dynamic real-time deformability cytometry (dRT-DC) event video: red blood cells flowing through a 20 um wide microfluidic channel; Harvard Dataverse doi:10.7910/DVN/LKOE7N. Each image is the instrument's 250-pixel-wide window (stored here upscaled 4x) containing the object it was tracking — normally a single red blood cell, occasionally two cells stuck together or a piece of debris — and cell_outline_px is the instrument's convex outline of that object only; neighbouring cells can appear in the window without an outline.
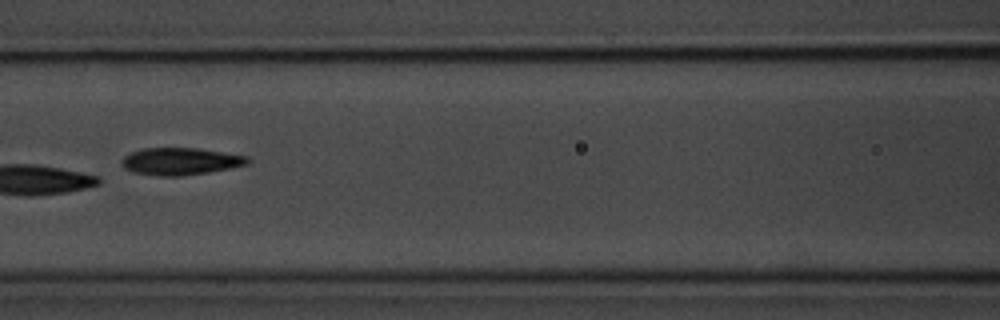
{"species": "common noctule bat (a hibernating species)", "species_latin": "Nyctalus noctula", "temperature_condition": "room temperature", "stored_images_in_passage": 8, "camera_frame_rate_fps": 3000, "um_per_image_px": 0.085, "animal": {"sex": "male", "body_mass_g": 20.1, "forearm_length_mm": 53.5}, "frame": {"image": 1, "passage_image": 6, "time_ms": 6.0, "image_size_px": [1000, 320], "cell_outline_px": [[252, 160], [248, 164], [208, 172], [180, 176], [160, 176], [132, 172], [124, 168], [120, 160], [124, 156], [140, 148], [196, 148], [248, 156]], "centroid_in_image_um": [15.31, 13.71], "position_along_channel_um": 151.3, "area_um2": 19.94}}